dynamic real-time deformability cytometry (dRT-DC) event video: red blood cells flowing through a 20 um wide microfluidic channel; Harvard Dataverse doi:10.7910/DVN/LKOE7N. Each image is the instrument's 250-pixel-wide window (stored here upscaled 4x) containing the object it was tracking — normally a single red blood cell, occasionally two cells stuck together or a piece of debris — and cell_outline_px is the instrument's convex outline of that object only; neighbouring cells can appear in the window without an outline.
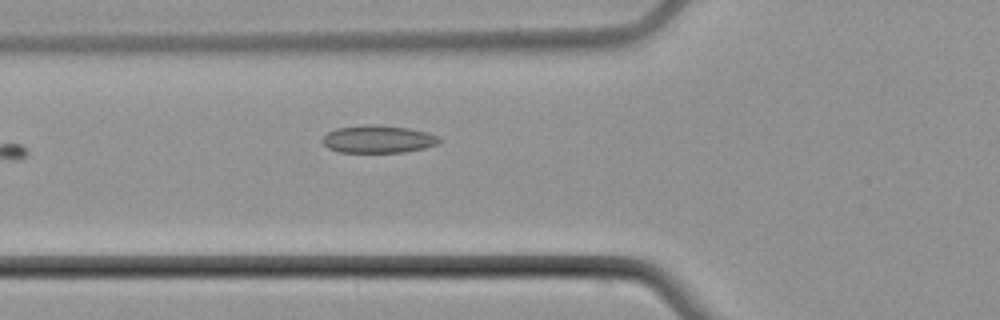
{"species": "common noctule bat (a hibernating species)", "species_latin": "Nyctalus noctula", "temperature_condition": "cold", "stored_images_in_passage": 6, "camera_frame_rate_fps": 3000, "um_per_image_px": 0.085, "animal": {"sex": "male", "body_mass_g": 21.5, "forearm_length_mm": 52.0}, "frame": {"image": 1, "passage_image": 6, "time_ms": 7.0, "image_size_px": [1000, 320], "cell_outline_px": [[444, 140], [436, 144], [424, 148], [404, 152], [340, 152], [328, 148], [320, 140], [328, 132], [336, 128], [368, 124], [376, 124], [408, 128], [428, 132], [440, 136]], "centroid_in_image_um": [32.16, 11.82], "position_along_channel_um": 93.6, "area_um2": 18.96}}